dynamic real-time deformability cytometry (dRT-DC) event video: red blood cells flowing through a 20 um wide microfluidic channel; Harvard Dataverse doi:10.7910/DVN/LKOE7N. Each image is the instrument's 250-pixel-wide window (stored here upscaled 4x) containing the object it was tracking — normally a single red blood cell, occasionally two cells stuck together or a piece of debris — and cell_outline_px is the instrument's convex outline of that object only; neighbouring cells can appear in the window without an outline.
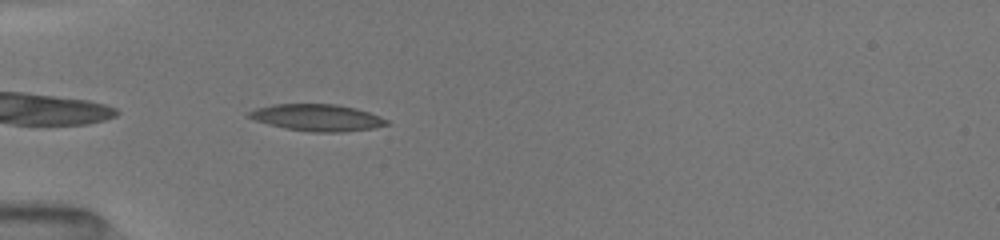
{"species": "common noctule bat (a hibernating species)", "species_latin": "Nyctalus noctula", "temperature_condition": "room temperature", "stored_images_in_passage": 32, "camera_frame_rate_fps": 3000, "um_per_image_px": 0.085, "animal": {"sex": "female", "body_mass_g": 19.5, "forearm_length_mm": 54.1}, "frame": {"image": 1, "passage_image": 2, "time_ms": 0.333, "image_size_px": [1000, 240], "cell_outline_px": [[392, 124], [372, 128], [344, 132], [312, 132], [284, 128], [268, 124], [256, 120], [248, 116], [248, 112], [256, 108], [272, 104], [336, 104], [356, 108], [380, 116], [388, 120]], "centroid_in_image_um": [26.99, 10.0], "position_along_channel_um": 58.0, "area_um2": 21.5}}
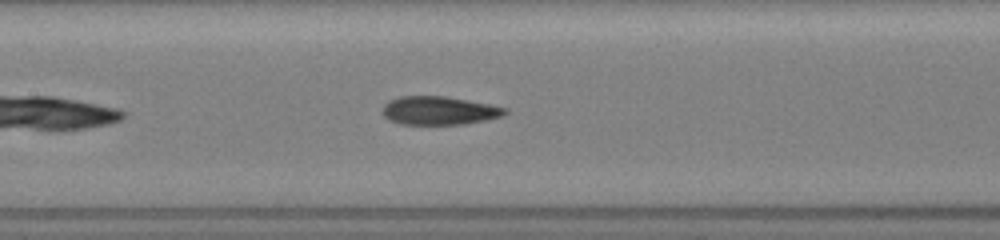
{"frame": {"image": 2, "passage_image": 11, "time_ms": 3.333, "image_size_px": [1000, 240], "cell_outline_px": [[508, 112], [504, 116], [464, 124], [400, 124], [388, 120], [380, 112], [384, 104], [388, 100], [400, 96], [444, 96], [488, 104], [508, 108]], "centroid_in_image_um": [37.28, 9.4], "position_along_channel_um": 170.1, "area_um2": 20.4}}
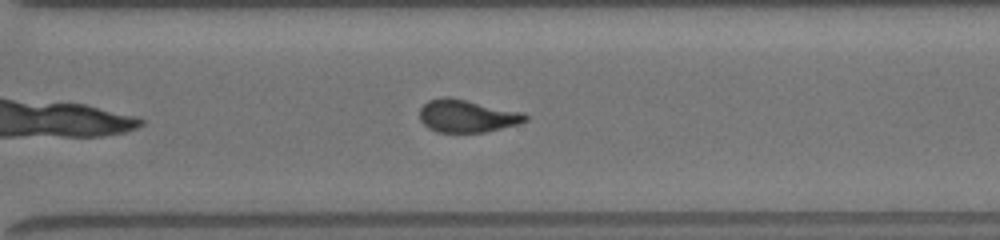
{"frame": {"image": 3, "passage_image": 23, "time_ms": 7.333, "image_size_px": [1000, 240], "cell_outline_px": [[528, 120], [520, 124], [484, 132], [436, 132], [428, 128], [420, 120], [420, 108], [428, 100], [440, 96], [448, 96], [524, 112], [528, 116]], "centroid_in_image_um": [39.7, 9.85], "position_along_channel_um": 330.9, "area_um2": 20.35}, "authors_computed_cell_mechanics": {"area_um2": 20.7502, "velocity_mm_per_s": 4.0361, "shape_relaxation_time_tau1_ms": 3.3571, "shape_relaxation_time_tau2_ms": 1.8042, "deformation_change_tau1": 0.1713, "deformation_change_tau2": 0.1021}}